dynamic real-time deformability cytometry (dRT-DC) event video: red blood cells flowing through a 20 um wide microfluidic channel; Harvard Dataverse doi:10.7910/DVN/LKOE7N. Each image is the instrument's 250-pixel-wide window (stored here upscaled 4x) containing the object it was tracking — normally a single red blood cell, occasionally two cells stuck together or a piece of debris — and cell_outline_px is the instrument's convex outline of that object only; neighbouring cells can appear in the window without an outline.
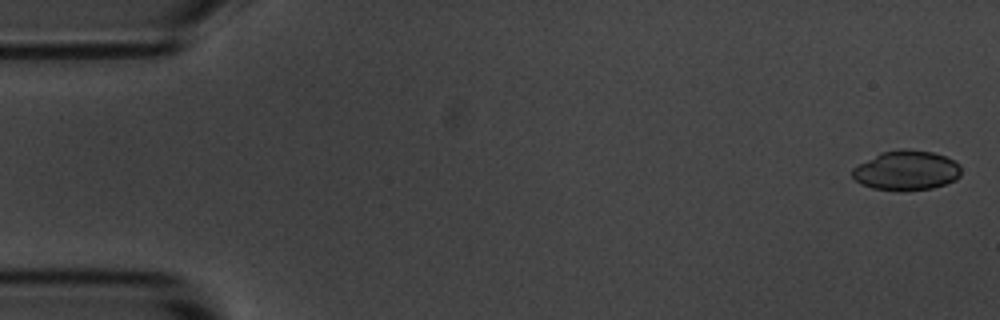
{"species": "common noctule bat (a hibernating species)", "species_latin": "Nyctalus noctula", "temperature_condition": "room temperature", "stored_images_in_passage": 5, "camera_frame_rate_fps": 3000, "um_per_image_px": 0.085, "animal": {"sex": "male", "body_mass_g": 20.1, "forearm_length_mm": 53.5}, "frame": {"image": 1, "passage_image": 1, "time_ms": 0.0, "image_size_px": [1000, 320], "cell_outline_px": [[960, 176], [956, 180], [932, 188], [872, 188], [860, 184], [852, 176], [852, 168], [880, 152], [900, 148], [908, 148], [932, 152], [944, 156], [960, 164]], "centroid_in_image_um": [77.04, 14.43], "position_along_channel_um": 8.0, "area_um2": 24.62}}
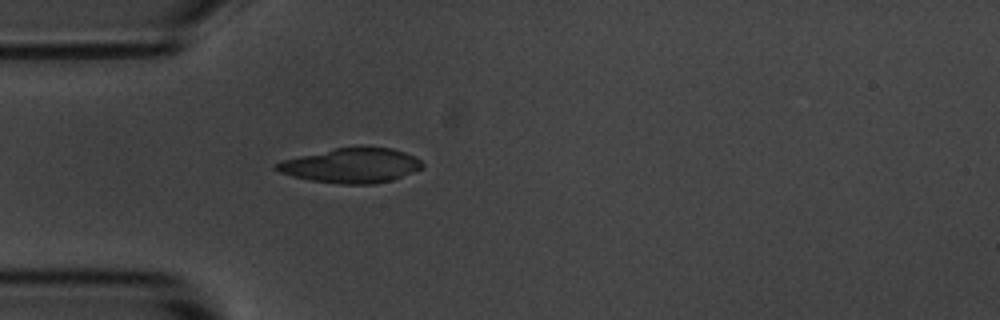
{"frame": {"image": 2, "passage_image": 5, "time_ms": 4.667, "image_size_px": [1000, 320], "cell_outline_px": [[424, 164], [420, 168], [412, 172], [392, 180], [372, 184], [340, 184], [312, 180], [292, 176], [280, 172], [272, 168], [280, 160], [336, 148], [392, 148], [404, 152], [420, 160]], "centroid_in_image_um": [29.82, 14.08], "position_along_channel_um": 55.2, "area_um2": 28.96}}